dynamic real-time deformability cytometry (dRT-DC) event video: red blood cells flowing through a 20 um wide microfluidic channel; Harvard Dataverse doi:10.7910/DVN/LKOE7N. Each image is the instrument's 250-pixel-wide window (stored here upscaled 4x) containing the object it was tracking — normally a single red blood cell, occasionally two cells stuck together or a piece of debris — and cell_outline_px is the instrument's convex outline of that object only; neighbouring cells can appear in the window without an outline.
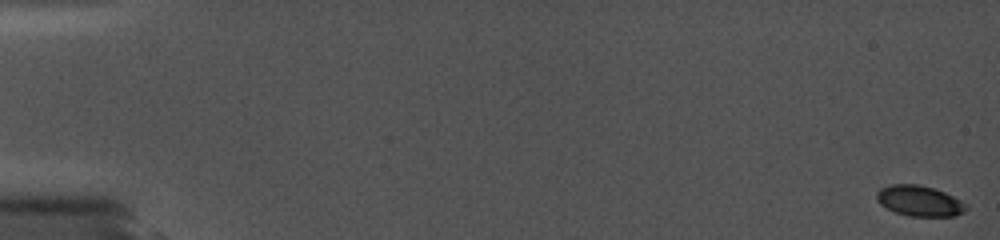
{"species": "common noctule bat (a hibernating species)", "species_latin": "Nyctalus noctula", "temperature_condition": "cold", "stored_images_in_passage": 36, "camera_frame_rate_fps": 5000, "um_per_image_px": 0.085, "animal": {"sex": "female", "body_mass_g": 19.0, "forearm_length_mm": 56.7}, "frame": {"image": 1, "passage_image": 1, "time_ms": 0.0, "image_size_px": [1000, 240], "cell_outline_px": [[968, 208], [964, 212], [956, 216], [908, 216], [896, 212], [880, 204], [876, 200], [876, 192], [880, 188], [892, 184], [916, 184], [932, 188], [944, 192], [968, 204]], "centroid_in_image_um": [78.16, 17.08], "position_along_channel_um": 6.8, "area_um2": 15.95}}
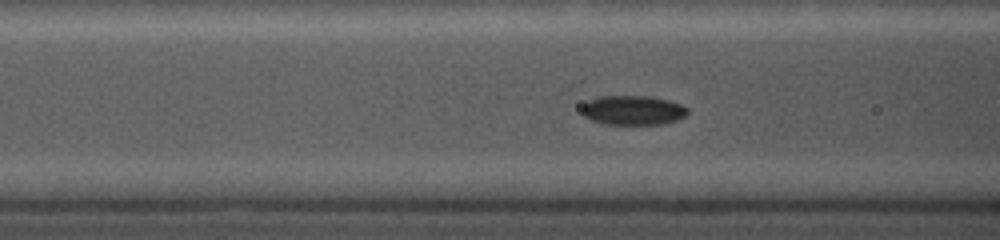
{"frame": {"image": 2, "passage_image": 22, "time_ms": 7.6, "image_size_px": [1000, 240], "cell_outline_px": [[688, 112], [684, 116], [676, 120], [664, 124], [604, 124], [592, 120], [584, 116], [580, 108], [588, 100], [600, 96], [648, 96], [668, 100], [680, 104], [688, 108]], "centroid_in_image_um": [53.78, 9.37], "position_along_channel_um": 112.8, "area_um2": 18.15}}
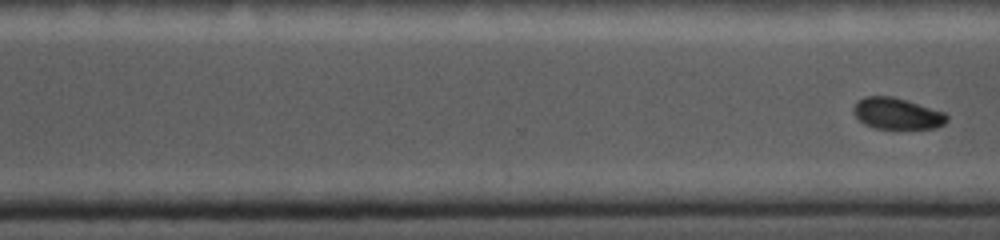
{"frame": {"image": 3, "passage_image": 36, "time_ms": 12.4, "image_size_px": [1000, 240], "cell_outline_px": [[948, 120], [944, 124], [936, 128], [872, 128], [864, 124], [852, 112], [852, 108], [856, 100], [864, 96], [892, 96], [944, 112], [948, 116]], "centroid_in_image_um": [76.2, 9.65], "position_along_channel_um": 294.4, "area_um2": 17.05}}